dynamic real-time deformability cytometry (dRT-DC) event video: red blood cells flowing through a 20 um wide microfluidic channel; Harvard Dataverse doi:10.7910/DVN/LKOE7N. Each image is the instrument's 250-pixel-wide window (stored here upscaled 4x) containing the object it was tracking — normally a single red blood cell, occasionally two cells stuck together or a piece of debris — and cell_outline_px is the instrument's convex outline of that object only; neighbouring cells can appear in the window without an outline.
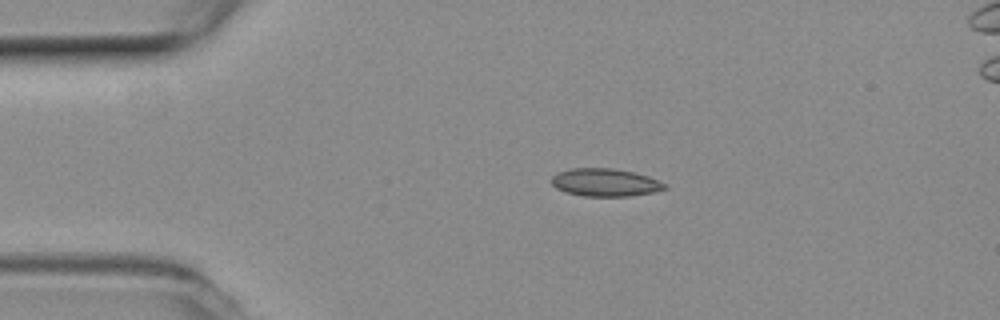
{"species": "common noctule bat (a hibernating species)", "species_latin": "Nyctalus noctula", "temperature_condition": "room temperature", "stored_images_in_passage": 43, "camera_frame_rate_fps": 3000, "um_per_image_px": 0.085, "animal": {"sex": "female", "body_mass_g": 19.3, "forearm_length_mm": 54.1}, "frame": {"image": 1, "passage_image": 1, "time_ms": 0.0, "image_size_px": [1000, 320], "cell_outline_px": [[668, 188], [652, 192], [628, 196], [584, 196], [564, 192], [556, 188], [552, 184], [552, 176], [556, 172], [572, 168], [612, 168], [632, 172], [648, 176], [668, 184]], "centroid_in_image_um": [51.42, 15.5], "position_along_channel_um": 33.6, "area_um2": 18.38}}
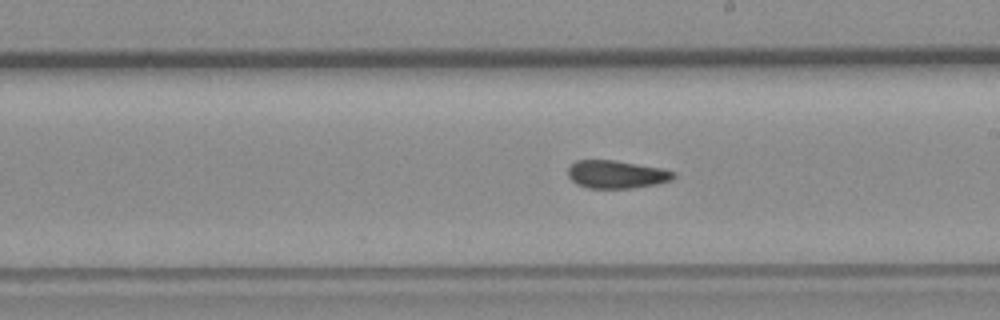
{"frame": {"image": 2, "passage_image": 20, "time_ms": 6.333, "image_size_px": [1000, 320], "cell_outline_px": [[676, 176], [672, 180], [656, 184], [632, 188], [588, 188], [576, 184], [568, 176], [568, 168], [576, 160], [612, 160], [660, 168], [676, 172]], "centroid_in_image_um": [52.4, 14.83], "position_along_channel_um": 236.6, "area_um2": 17.11}}
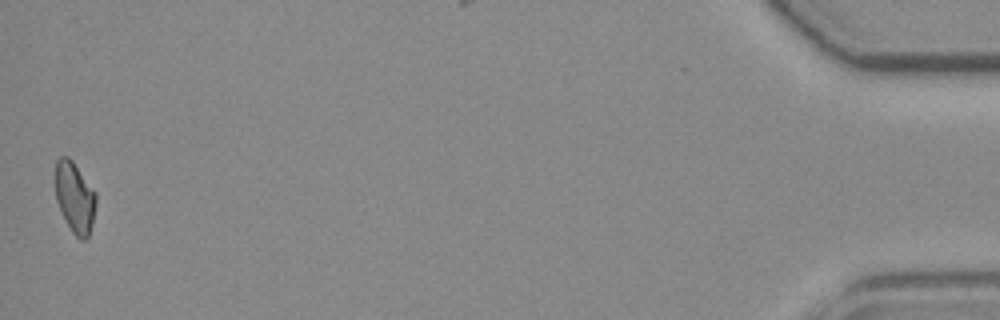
{"frame": {"image": 3, "passage_image": 43, "time_ms": 14.0, "image_size_px": [1000, 320], "cell_outline_px": [[96, 204], [92, 224], [88, 236], [84, 240], [80, 240], [72, 232], [56, 200], [56, 160], [60, 156], [68, 156], [72, 160], [96, 192]], "centroid_in_image_um": [6.37, 16.76], "position_along_channel_um": 428.8, "area_um2": 16.59}, "authors_computed_cell_mechanics": {"area_um2": 17.5134, "velocity_mm_per_s": 3.8402, "shape_relaxation_time_tau1_ms": null, "shape_relaxation_time_tau2_ms": 3.3821, "deformation_change_tau1": null, "deformation_change_tau2": 0.0811}}